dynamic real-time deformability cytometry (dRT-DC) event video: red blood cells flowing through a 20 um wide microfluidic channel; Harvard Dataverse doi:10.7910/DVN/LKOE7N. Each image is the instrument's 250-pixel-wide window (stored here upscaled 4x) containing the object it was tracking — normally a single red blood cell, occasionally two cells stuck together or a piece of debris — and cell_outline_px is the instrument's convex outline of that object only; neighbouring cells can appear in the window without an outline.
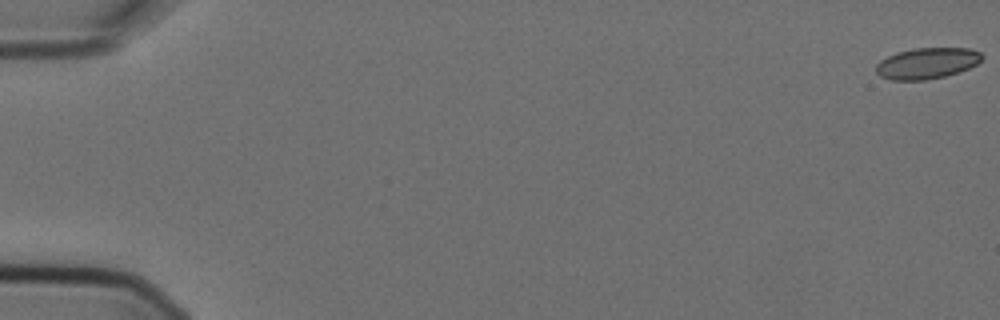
{"species": "Egyptian fruit bat (a non-hibernating species)", "species_latin": "Rousettus aegyptiacus", "temperature_condition": "cold", "stored_images_in_passage": 4, "camera_frame_rate_fps": 3000, "um_per_image_px": 0.085, "animal": {"sex": "female"}, "frame": {"image": 1, "passage_image": 1, "time_ms": 0.0, "image_size_px": [1000, 320], "cell_outline_px": [[984, 56], [976, 64], [968, 68], [944, 76], [924, 80], [892, 80], [880, 76], [876, 72], [876, 64], [880, 60], [896, 52], [912, 48], [968, 48], [980, 52]], "centroid_in_image_um": [78.76, 5.37], "position_along_channel_um": 6.2, "area_um2": 19.07}}